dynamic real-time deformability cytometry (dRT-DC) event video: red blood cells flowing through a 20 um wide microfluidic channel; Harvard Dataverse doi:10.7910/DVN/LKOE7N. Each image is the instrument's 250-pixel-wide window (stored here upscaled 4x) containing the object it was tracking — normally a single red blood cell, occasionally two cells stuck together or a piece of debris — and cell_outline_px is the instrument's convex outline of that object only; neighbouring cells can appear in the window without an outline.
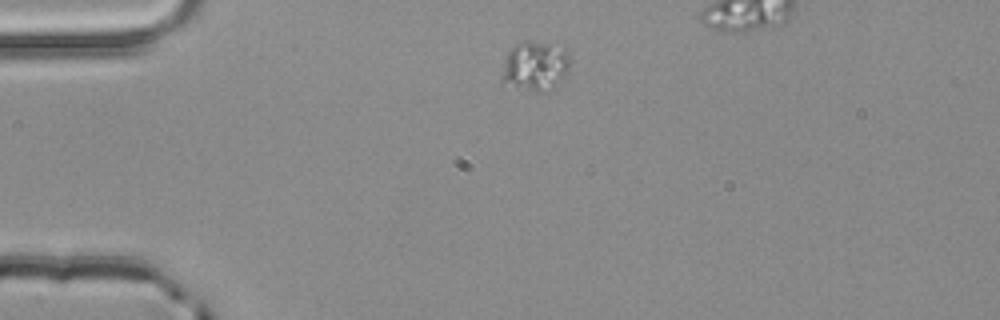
{"species": "common noctule bat (a hibernating species)", "species_latin": "Nyctalus noctula", "temperature_condition": "room temperature", "stored_images_in_passage": 2, "camera_frame_rate_fps": 3000, "um_per_image_px": 0.085, "animal": {"sex": "male", "body_mass_g": 20.4}, "frame": {"image": 1, "passage_image": 1, "time_ms": 0.0, "image_size_px": [1000, 320], "cell_outline_px": [[568, 72], [552, 88], [544, 92], [540, 92], [500, 88], [500, 76], [504, 60], [508, 52], [516, 44], [524, 40], [528, 40], [564, 44], [568, 48]], "centroid_in_image_um": [45.42, 5.63], "position_along_channel_um": 39.6, "area_um2": 20.92}}